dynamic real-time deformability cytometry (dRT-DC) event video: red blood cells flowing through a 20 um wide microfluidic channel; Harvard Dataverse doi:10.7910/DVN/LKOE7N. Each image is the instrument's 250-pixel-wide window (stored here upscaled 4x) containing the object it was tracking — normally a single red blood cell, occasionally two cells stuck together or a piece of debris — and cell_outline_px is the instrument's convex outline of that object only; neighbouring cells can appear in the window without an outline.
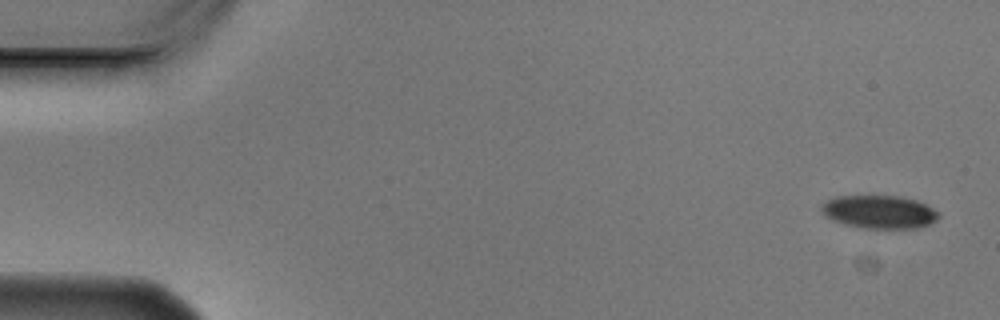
{"species": "Egyptian fruit bat (a non-hibernating species)", "species_latin": "Rousettus aegyptiacus", "temperature_condition": "cold", "stored_images_in_passage": 5, "camera_frame_rate_fps": 3000, "um_per_image_px": 0.085, "animal": {"sex": "male"}, "frame": {"image": 1, "passage_image": 1, "time_ms": 0.0, "image_size_px": [1000, 320], "cell_outline_px": [[940, 216], [932, 224], [920, 228], [864, 228], [848, 224], [824, 216], [820, 212], [820, 208], [828, 200], [836, 196], [900, 196], [916, 200], [940, 212]], "centroid_in_image_um": [74.79, 18.01], "position_along_channel_um": 10.2, "area_um2": 22.54}}
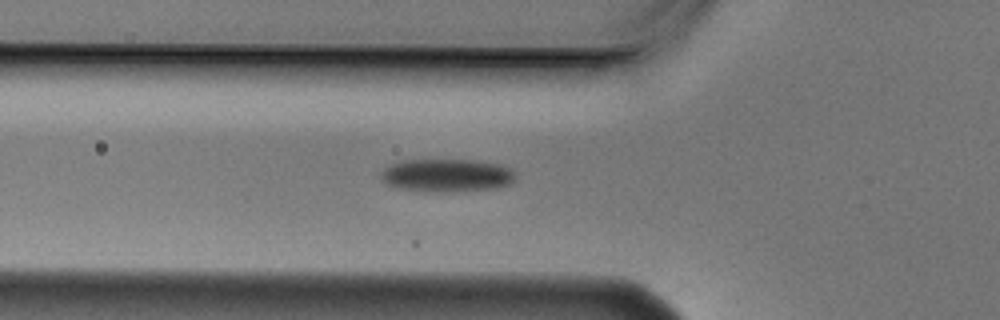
{"frame": {"image": 2, "passage_image": 5, "time_ms": 1.333, "image_size_px": [1000, 320], "cell_outline_px": [[516, 176], [512, 184], [496, 188], [444, 192], [436, 192], [396, 188], [388, 184], [380, 176], [380, 172], [384, 168], [392, 164], [404, 160], [472, 160], [500, 164], [516, 172]], "centroid_in_image_um": [38.0, 14.91], "position_along_channel_um": 87.8, "area_um2": 25.89}}